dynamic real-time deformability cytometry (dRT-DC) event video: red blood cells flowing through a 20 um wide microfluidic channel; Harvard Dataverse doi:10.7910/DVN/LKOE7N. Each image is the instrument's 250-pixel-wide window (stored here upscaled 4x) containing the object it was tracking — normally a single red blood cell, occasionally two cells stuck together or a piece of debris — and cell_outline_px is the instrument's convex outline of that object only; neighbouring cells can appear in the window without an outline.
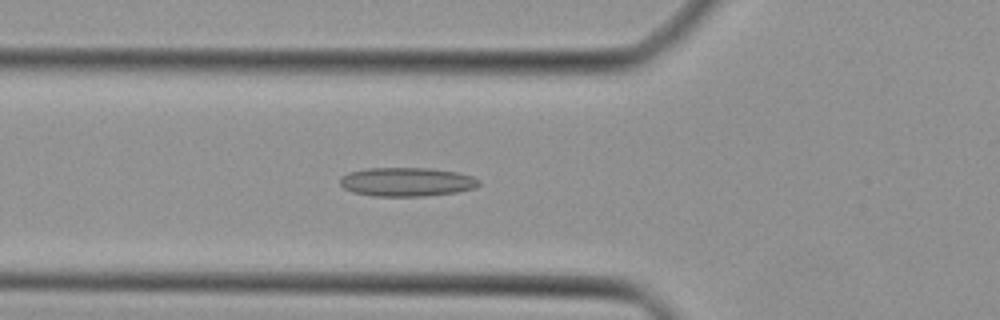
{"species": "Egyptian fruit bat (a non-hibernating species)", "species_latin": "Rousettus aegyptiacus", "temperature_condition": "cold", "stored_images_in_passage": 38, "camera_frame_rate_fps": 3000, "um_per_image_px": 0.085, "animal": {"sex": "female"}, "frame": {"image": 1, "passage_image": 9, "time_ms": 2.667, "image_size_px": [1000, 320], "cell_outline_px": [[480, 184], [476, 188], [456, 192], [424, 196], [372, 196], [352, 192], [344, 188], [340, 184], [340, 176], [348, 172], [364, 168], [428, 168], [456, 172], [472, 176], [480, 180]], "centroid_in_image_um": [34.54, 15.46], "position_along_channel_um": 91.3, "area_um2": 23.52}}
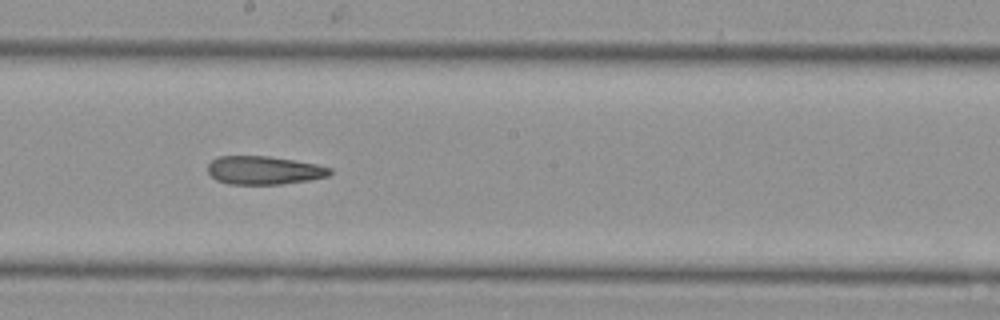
{"frame": {"image": 2, "passage_image": 18, "time_ms": 5.667, "image_size_px": [1000, 320], "cell_outline_px": [[332, 172], [328, 176], [308, 180], [280, 184], [228, 184], [216, 180], [208, 172], [208, 164], [212, 160], [220, 156], [268, 156], [316, 164], [332, 168]], "centroid_in_image_um": [22.43, 14.47], "position_along_channel_um": 225.8, "area_um2": 20.06}}
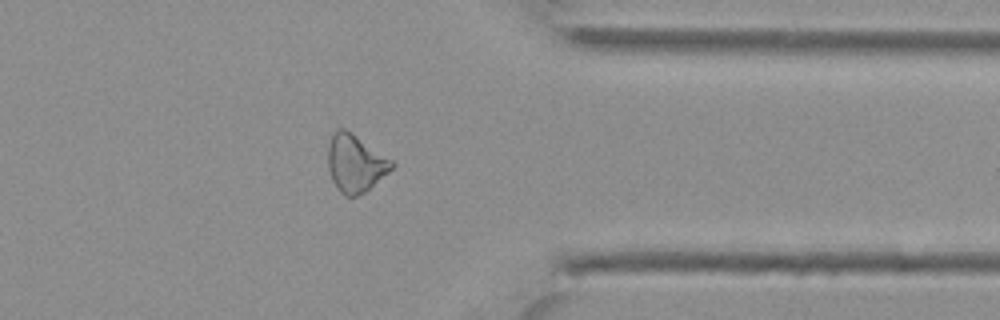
{"frame": {"image": 3, "passage_image": 29, "time_ms": 9.333, "image_size_px": [1000, 320], "cell_outline_px": [[396, 164], [388, 172], [364, 192], [356, 196], [344, 196], [336, 188], [332, 180], [328, 168], [328, 144], [336, 128], [344, 128], [352, 132], [392, 160]], "centroid_in_image_um": [30.18, 13.87], "position_along_channel_um": 381.2, "area_um2": 21.27}}